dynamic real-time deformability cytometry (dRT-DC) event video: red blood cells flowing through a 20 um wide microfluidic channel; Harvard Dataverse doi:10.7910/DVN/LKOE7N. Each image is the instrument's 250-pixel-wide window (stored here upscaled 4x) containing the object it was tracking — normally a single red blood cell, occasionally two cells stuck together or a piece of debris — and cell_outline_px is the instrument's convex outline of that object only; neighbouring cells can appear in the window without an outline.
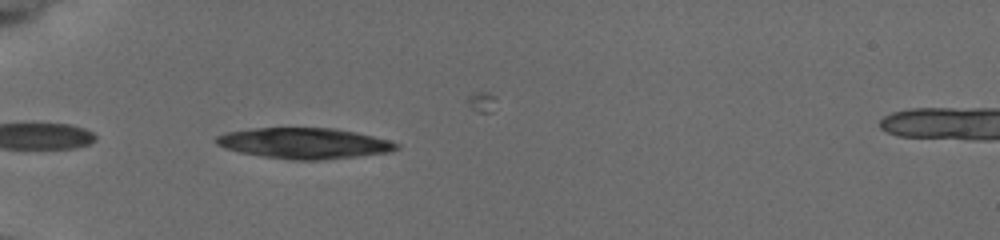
{"species": "common noctule bat (a hibernating species)", "species_latin": "Nyctalus noctula", "temperature_condition": "cold", "stored_images_in_passage": 24, "camera_frame_rate_fps": 3000, "um_per_image_px": 0.085, "animal": {"sex": "female", "body_mass_g": 19.5, "forearm_length_mm": 54.1}, "frame": {"image": 1, "passage_image": 3, "time_ms": 0.667, "image_size_px": [1000, 240], "cell_outline_px": [[400, 148], [388, 152], [356, 156], [320, 160], [292, 160], [264, 156], [240, 152], [224, 148], [216, 144], [216, 136], [228, 132], [256, 128], [336, 128], [356, 132], [388, 140], [400, 144]], "centroid_in_image_um": [25.87, 12.17], "position_along_channel_um": 59.1, "area_um2": 32.08}}